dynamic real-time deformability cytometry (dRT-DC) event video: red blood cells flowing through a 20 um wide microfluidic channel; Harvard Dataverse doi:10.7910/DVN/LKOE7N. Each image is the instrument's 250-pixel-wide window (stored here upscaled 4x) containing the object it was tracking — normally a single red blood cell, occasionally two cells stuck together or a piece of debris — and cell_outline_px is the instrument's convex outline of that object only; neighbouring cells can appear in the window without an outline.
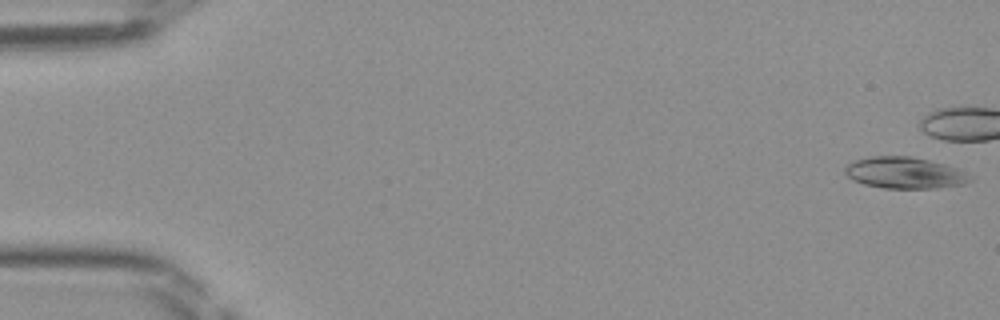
{"species": "Egyptian fruit bat (a non-hibernating species)", "species_latin": "Rousettus aegyptiacus", "temperature_condition": "room temperature", "stored_images_in_passage": 45, "camera_frame_rate_fps": 3000, "um_per_image_px": 0.085, "frame": {"image": 1, "passage_image": 1, "time_ms": 0.0, "image_size_px": [1000, 320], "cell_outline_px": [[976, 176], [972, 180], [964, 184], [936, 188], [884, 188], [864, 184], [852, 180], [844, 172], [844, 168], [848, 164], [856, 160], [872, 156], [912, 156], [944, 164], [956, 168]], "centroid_in_image_um": [76.93, 14.69], "position_along_channel_um": 8.1, "area_um2": 23.0}}
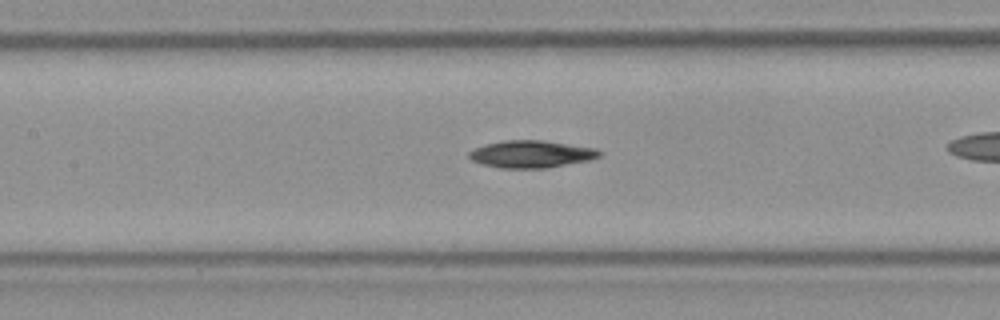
{"frame": {"image": 2, "passage_image": 22, "time_ms": 7.0, "image_size_px": [1000, 320], "cell_outline_px": [[604, 152], [600, 156], [592, 160], [548, 168], [500, 168], [484, 164], [472, 160], [468, 156], [468, 152], [484, 144], [504, 140], [540, 140], [596, 148]], "centroid_in_image_um": [45.2, 13.1], "position_along_channel_um": 162.2, "area_um2": 20.81}}
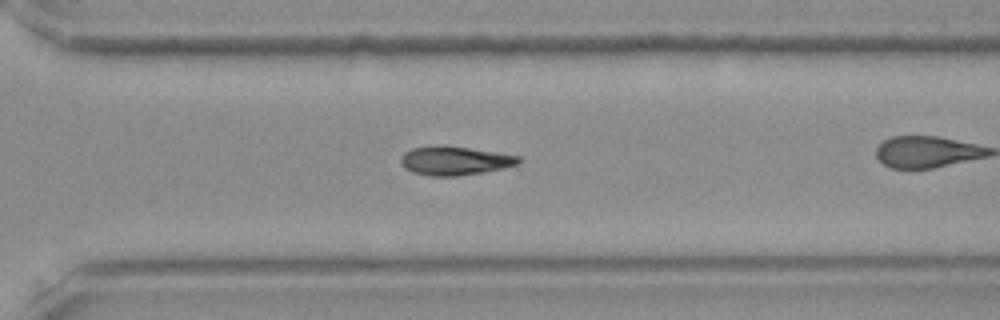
{"frame": {"image": 3, "passage_image": 34, "time_ms": 11.0, "image_size_px": [1000, 320], "cell_outline_px": [[520, 164], [504, 168], [456, 176], [428, 176], [412, 172], [404, 168], [400, 164], [400, 156], [404, 152], [412, 148], [444, 144], [496, 152], [520, 156]], "centroid_in_image_um": [38.61, 13.65], "position_along_channel_um": 332.0, "area_um2": 20.0}}